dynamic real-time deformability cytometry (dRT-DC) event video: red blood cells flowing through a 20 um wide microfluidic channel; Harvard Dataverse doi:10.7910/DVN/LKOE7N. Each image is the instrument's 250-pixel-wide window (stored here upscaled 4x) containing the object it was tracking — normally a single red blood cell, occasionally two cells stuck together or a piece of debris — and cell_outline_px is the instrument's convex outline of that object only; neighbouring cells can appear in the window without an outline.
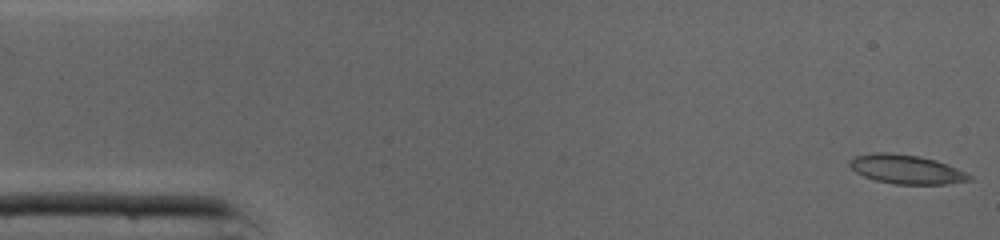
{"species": "common noctule bat (a hibernating species)", "species_latin": "Nyctalus noctula", "temperature_condition": "cold", "stored_images_in_passage": 46, "camera_frame_rate_fps": 3000, "um_per_image_px": 0.085, "animal": {"sex": "male", "body_mass_g": 19.0, "forearm_length_mm": 50.8}, "frame": {"image": 1, "passage_image": 1, "time_ms": 0.0, "image_size_px": [1000, 240], "cell_outline_px": [[972, 180], [948, 184], [896, 184], [876, 180], [864, 176], [856, 172], [848, 164], [848, 160], [856, 156], [876, 152], [888, 152], [920, 156], [936, 160], [968, 172], [972, 176]], "centroid_in_image_um": [77.07, 14.39], "position_along_channel_um": 7.9, "area_um2": 20.35}}
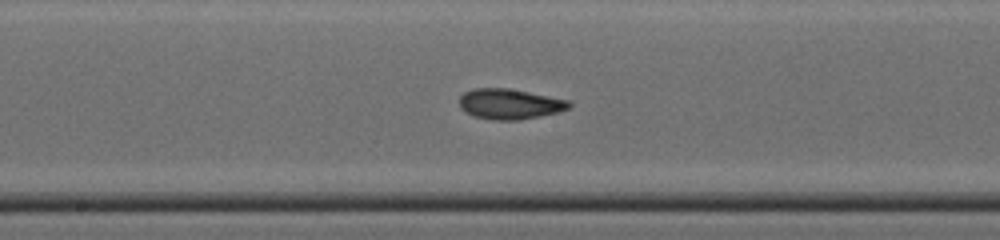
{"frame": {"image": 2, "passage_image": 23, "time_ms": 7.333, "image_size_px": [1000, 240], "cell_outline_px": [[572, 108], [540, 116], [520, 120], [492, 120], [472, 116], [460, 108], [460, 96], [464, 92], [472, 88], [508, 88], [568, 100], [572, 104]], "centroid_in_image_um": [43.3, 8.84], "position_along_channel_um": 204.9, "area_um2": 19.48}}
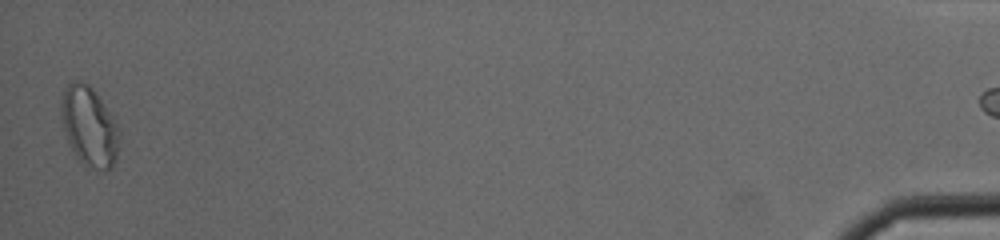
{"frame": {"image": 3, "passage_image": 45, "time_ms": 14.667, "image_size_px": [1000, 240], "cell_outline_px": [[120, 136], [116, 156], [112, 168], [108, 172], [104, 172], [88, 168], [80, 160], [72, 148], [68, 140], [60, 116], [60, 100], [64, 88], [72, 80], [80, 80], [88, 84], [96, 92], [120, 128]], "centroid_in_image_um": [7.59, 10.74], "position_along_channel_um": 427.6, "area_um2": 27.28}, "authors_computed_cell_mechanics": {"area_um2": 19.363, "velocity_mm_per_s": 4.3515, "shape_relaxation_time_tau1_ms": 2.927, "shape_relaxation_time_tau2_ms": 2.1245, "deformation_change_tau1": 0.1282, "deformation_change_tau2": 0.0853}}